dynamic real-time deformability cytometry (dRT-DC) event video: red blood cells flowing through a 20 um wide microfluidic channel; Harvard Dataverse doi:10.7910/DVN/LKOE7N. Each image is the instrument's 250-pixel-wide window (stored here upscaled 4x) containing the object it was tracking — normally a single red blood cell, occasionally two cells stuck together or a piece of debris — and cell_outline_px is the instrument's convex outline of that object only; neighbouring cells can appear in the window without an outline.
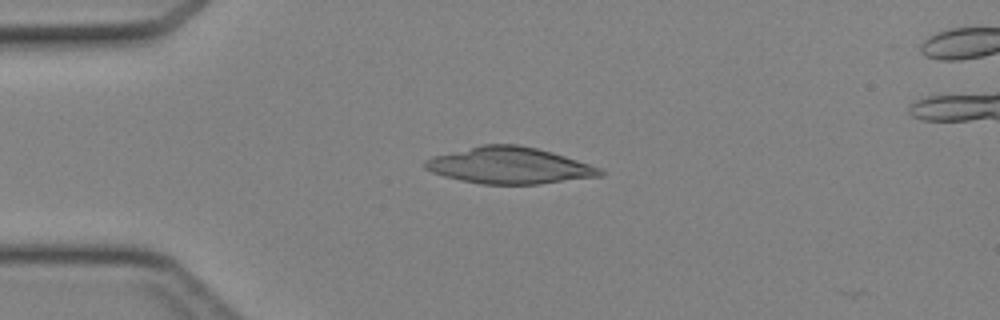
{"species": "Egyptian fruit bat (a non-hibernating species)", "species_latin": "Rousettus aegyptiacus", "temperature_condition": "cold", "stored_images_in_passage": 4, "camera_frame_rate_fps": 3000, "um_per_image_px": 0.085, "animal": {"sex": "female"}, "frame": {"image": 1, "passage_image": 1, "time_ms": 0.0, "image_size_px": [1000, 320], "cell_outline_px": [[604, 176], [540, 184], [480, 184], [460, 180], [444, 176], [432, 172], [424, 168], [424, 160], [432, 156], [484, 144], [516, 144], [536, 148], [552, 152], [600, 168], [604, 172]], "centroid_in_image_um": [43.29, 14.08], "position_along_channel_um": 41.7, "area_um2": 37.17}}